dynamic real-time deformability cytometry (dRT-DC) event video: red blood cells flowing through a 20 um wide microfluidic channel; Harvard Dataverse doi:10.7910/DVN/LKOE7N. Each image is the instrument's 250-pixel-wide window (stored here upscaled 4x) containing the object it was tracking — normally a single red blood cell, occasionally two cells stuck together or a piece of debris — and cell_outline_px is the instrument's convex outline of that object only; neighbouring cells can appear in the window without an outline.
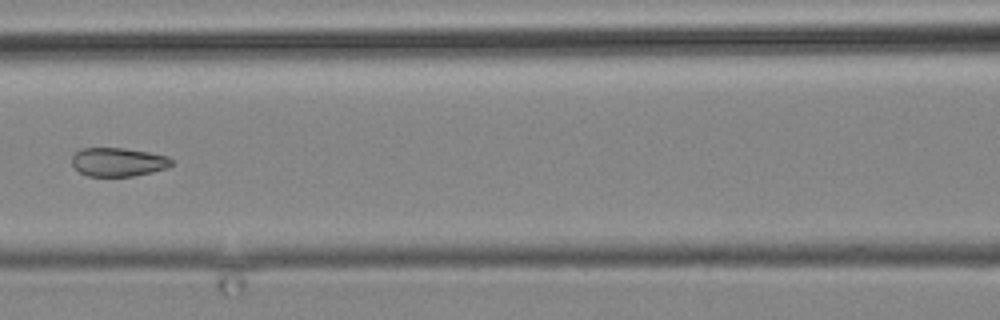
{"species": "common noctule bat (a hibernating species)", "species_latin": "Nyctalus noctula", "temperature_condition": "cold", "stored_images_in_passage": 8, "camera_frame_rate_fps": 3000, "um_per_image_px": 0.085, "animal": {"sex": "male", "body_mass_g": 19.2, "forearm_length_mm": 51.8}, "frame": {"image": 1, "passage_image": 6, "time_ms": 6.667, "image_size_px": [1000, 320], "cell_outline_px": [[172, 164], [168, 168], [152, 172], [132, 176], [88, 176], [80, 172], [72, 164], [72, 156], [80, 148], [124, 148], [148, 152], [168, 156], [172, 160]], "centroid_in_image_um": [10.05, 13.77], "position_along_channel_um": 156.6, "area_um2": 16.65}}
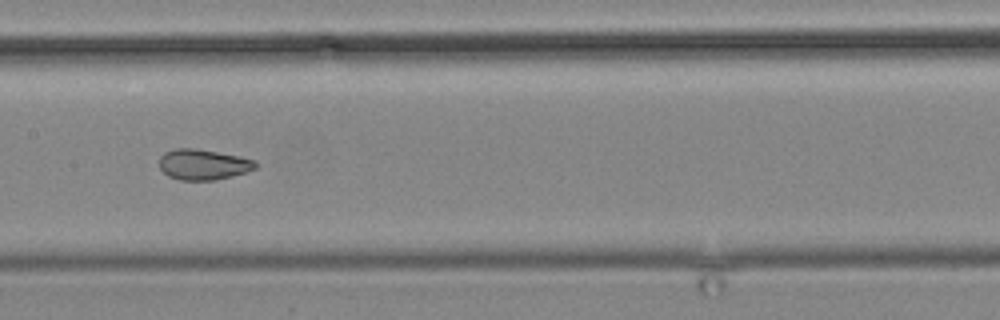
{"frame": {"image": 2, "passage_image": 7, "time_ms": 7.667, "image_size_px": [1000, 320], "cell_outline_px": [[256, 168], [232, 176], [216, 180], [180, 180], [168, 176], [160, 168], [160, 156], [164, 152], [176, 148], [196, 148], [240, 156], [256, 160]], "centroid_in_image_um": [17.26, 13.97], "position_along_channel_um": 190.1, "area_um2": 17.17}}
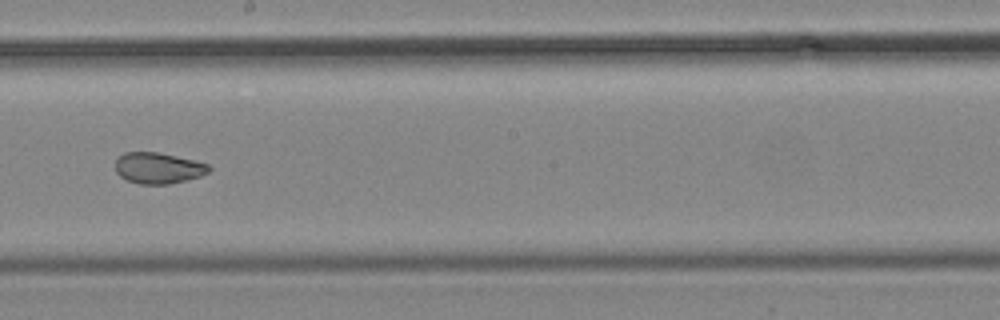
{"frame": {"image": 3, "passage_image": 8, "time_ms": 9.0, "image_size_px": [1000, 320], "cell_outline_px": [[212, 168], [208, 172], [200, 176], [168, 184], [140, 184], [128, 180], [120, 176], [116, 172], [116, 160], [124, 152], [156, 152], [176, 156], [208, 164]], "centroid_in_image_um": [13.44, 14.28], "position_along_channel_um": 234.8, "area_um2": 16.7}}